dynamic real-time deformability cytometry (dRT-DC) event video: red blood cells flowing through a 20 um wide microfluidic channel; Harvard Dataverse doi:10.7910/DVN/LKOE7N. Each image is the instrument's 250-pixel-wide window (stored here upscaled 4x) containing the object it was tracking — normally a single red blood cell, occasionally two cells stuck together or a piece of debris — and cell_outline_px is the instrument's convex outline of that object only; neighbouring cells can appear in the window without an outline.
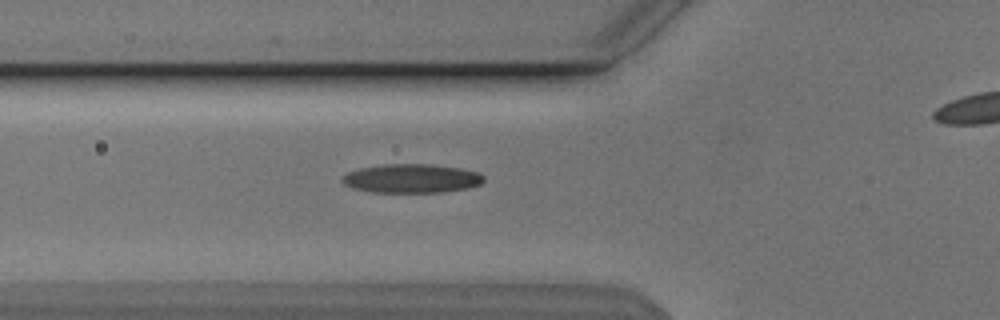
{"species": "Egyptian fruit bat (a non-hibernating species)", "species_latin": "Rousettus aegyptiacus", "temperature_condition": "cold", "stored_images_in_passage": 47, "camera_frame_rate_fps": 3000, "um_per_image_px": 0.085, "animal": {"sex": "male"}, "frame": {"image": 1, "passage_image": 19, "time_ms": 6.0, "image_size_px": [1000, 320], "cell_outline_px": [[484, 180], [480, 184], [468, 188], [444, 192], [372, 192], [352, 188], [344, 184], [340, 180], [348, 172], [360, 168], [384, 164], [428, 164], [460, 168], [480, 172], [484, 176]], "centroid_in_image_um": [35.0, 15.17], "position_along_channel_um": 90.8, "area_um2": 23.87}}
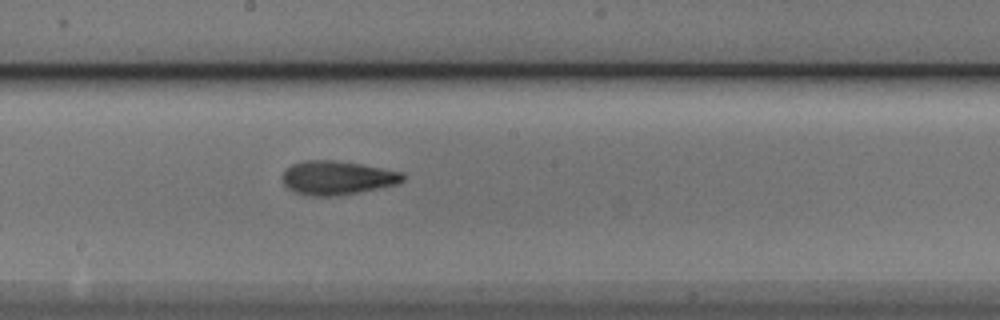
{"frame": {"image": 2, "passage_image": 29, "time_ms": 9.333, "image_size_px": [1000, 320], "cell_outline_px": [[404, 180], [400, 184], [360, 192], [336, 196], [312, 196], [292, 192], [284, 184], [284, 172], [292, 164], [304, 160], [332, 160], [360, 164], [384, 168], [404, 172]], "centroid_in_image_um": [28.71, 15.12], "position_along_channel_um": 219.5, "area_um2": 23.87}}
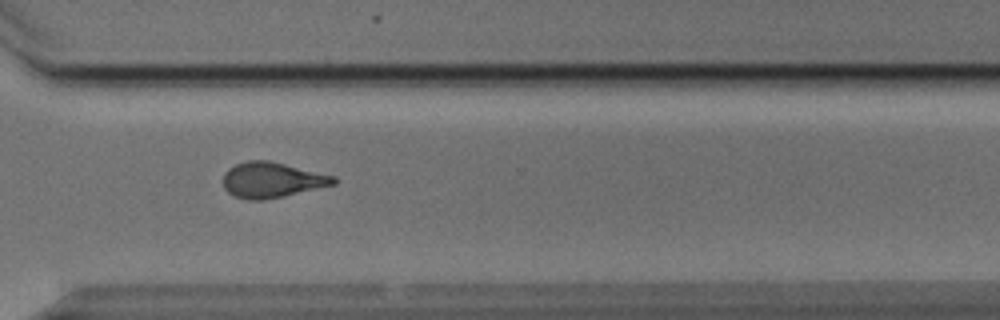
{"frame": {"image": 3, "passage_image": 39, "time_ms": 12.667, "image_size_px": [1000, 320], "cell_outline_px": [[336, 184], [284, 196], [264, 200], [248, 200], [236, 196], [228, 192], [224, 188], [224, 172], [228, 168], [236, 164], [248, 160], [268, 160], [336, 176]], "centroid_in_image_um": [23.11, 15.29], "position_along_channel_um": 347.5, "area_um2": 22.77}}